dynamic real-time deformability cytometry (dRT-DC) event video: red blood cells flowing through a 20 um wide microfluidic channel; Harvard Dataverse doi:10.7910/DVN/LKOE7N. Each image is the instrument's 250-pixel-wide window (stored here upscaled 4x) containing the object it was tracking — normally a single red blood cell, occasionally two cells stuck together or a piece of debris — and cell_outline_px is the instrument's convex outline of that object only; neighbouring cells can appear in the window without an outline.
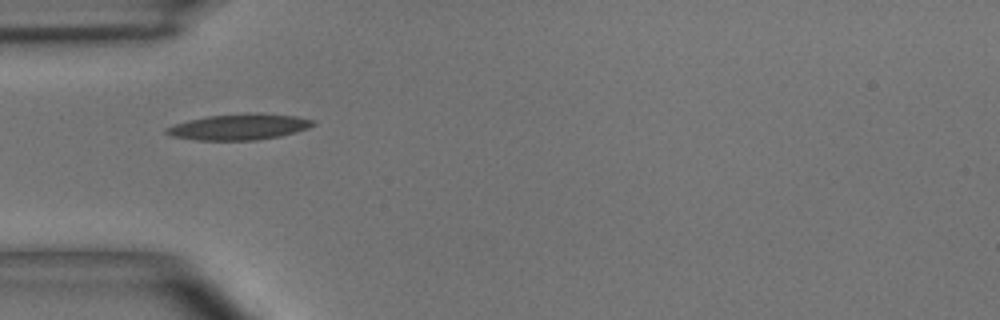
{"species": "common noctule bat (a hibernating species)", "species_latin": "Nyctalus noctula", "temperature_condition": "room temperature", "stored_images_in_passage": 7, "camera_frame_rate_fps": 3000, "um_per_image_px": 0.085, "animal": {"sex": "male", "body_mass_g": 15.6}, "frame": {"image": 1, "passage_image": 2, "time_ms": 1.333, "image_size_px": [1000, 320], "cell_outline_px": [[316, 124], [308, 128], [280, 136], [256, 140], [196, 140], [172, 136], [164, 132], [164, 128], [188, 120], [208, 116], [244, 112], [256, 112], [296, 116], [316, 120]], "centroid_in_image_um": [20.35, 10.77], "position_along_channel_um": 64.7, "area_um2": 22.37}}
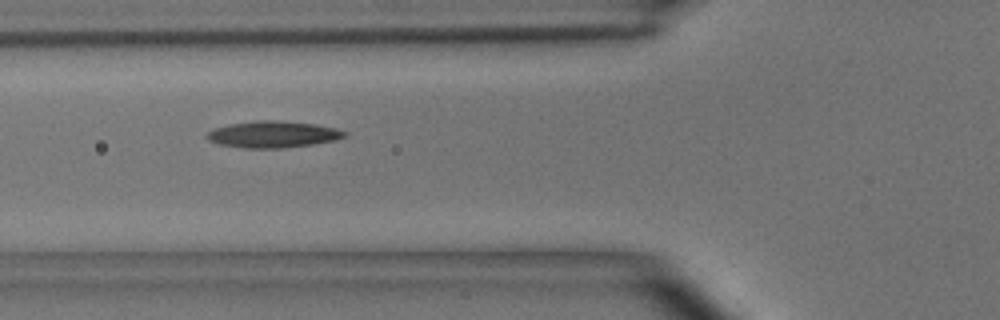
{"frame": {"image": 2, "passage_image": 3, "time_ms": 2.333, "image_size_px": [1000, 320], "cell_outline_px": [[348, 136], [336, 140], [312, 144], [284, 148], [244, 148], [220, 144], [208, 140], [204, 136], [208, 132], [216, 128], [228, 124], [260, 120], [272, 120], [316, 124], [336, 128], [348, 132]], "centroid_in_image_um": [23.23, 11.42], "position_along_channel_um": 102.6, "area_um2": 21.33}}
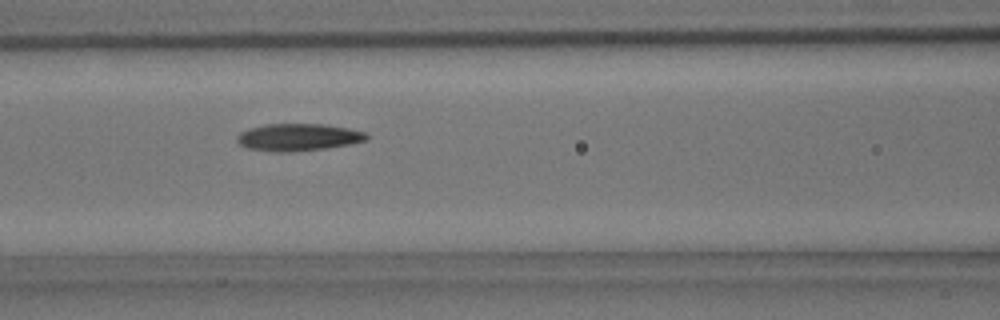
{"frame": {"image": 3, "passage_image": 4, "time_ms": 3.333, "image_size_px": [1000, 320], "cell_outline_px": [[368, 140], [348, 144], [324, 148], [288, 152], [280, 152], [248, 148], [240, 144], [236, 140], [236, 136], [240, 132], [248, 128], [264, 124], [324, 124], [348, 128], [364, 132], [368, 136]], "centroid_in_image_um": [25.32, 11.65], "position_along_channel_um": 141.3, "area_um2": 20.4}}